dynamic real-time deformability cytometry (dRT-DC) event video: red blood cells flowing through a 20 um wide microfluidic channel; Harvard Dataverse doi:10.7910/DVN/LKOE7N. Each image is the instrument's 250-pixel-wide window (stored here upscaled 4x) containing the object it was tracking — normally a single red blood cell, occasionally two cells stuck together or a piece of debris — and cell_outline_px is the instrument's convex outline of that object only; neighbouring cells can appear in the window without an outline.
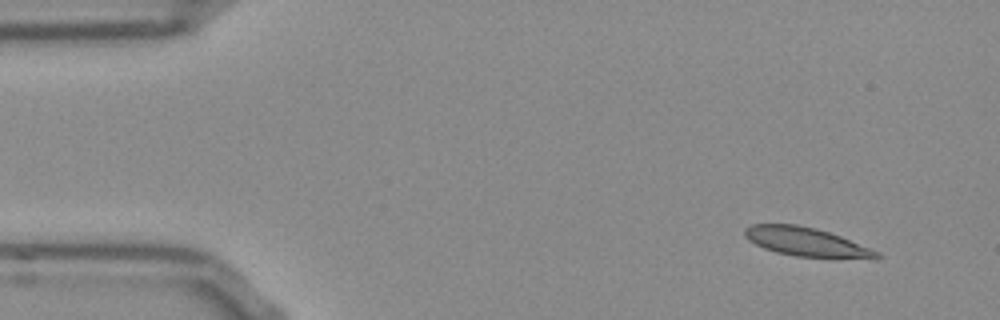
{"species": "Egyptian fruit bat (a non-hibernating species)", "species_latin": "Rousettus aegyptiacus", "temperature_condition": "room temperature", "stored_images_in_passage": 49, "camera_frame_rate_fps": 3000, "um_per_image_px": 0.085, "frame": {"image": 1, "passage_image": 1, "time_ms": 0.0, "image_size_px": [1000, 320], "cell_outline_px": [[884, 256], [796, 256], [776, 252], [764, 248], [748, 240], [744, 236], [744, 228], [752, 224], [796, 224], [816, 228], [840, 236], [880, 252]], "centroid_in_image_um": [68.37, 20.51], "position_along_channel_um": 16.6, "area_um2": 21.21}}
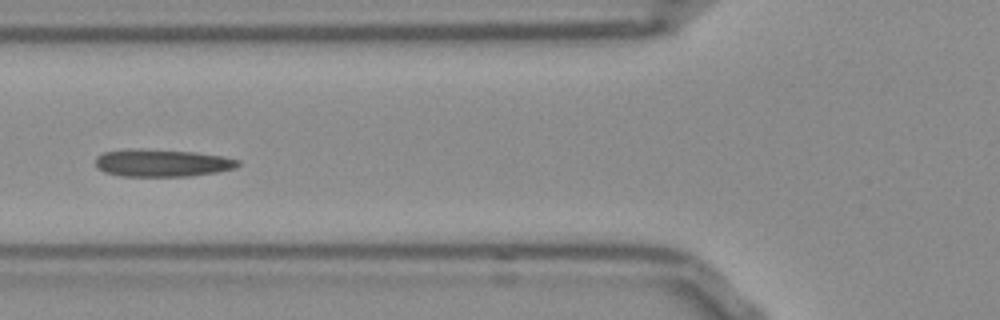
{"frame": {"image": 2, "passage_image": 16, "time_ms": 5.0, "image_size_px": [1000, 320], "cell_outline_px": [[240, 164], [236, 168], [216, 172], [188, 176], [120, 176], [104, 172], [96, 168], [96, 156], [104, 152], [128, 148], [140, 148], [192, 152], [220, 156], [240, 160]], "centroid_in_image_um": [13.72, 13.84], "position_along_channel_um": 112.1, "area_um2": 22.89}}
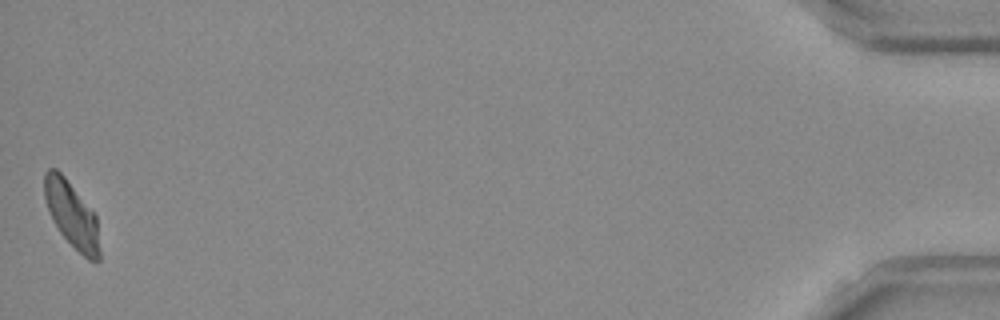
{"frame": {"image": 3, "passage_image": 49, "time_ms": 16.0, "image_size_px": [1000, 320], "cell_outline_px": [[100, 260], [96, 264], [88, 260], [60, 232], [52, 220], [44, 196], [44, 172], [48, 168], [56, 168], [64, 176], [96, 216], [100, 252]], "centroid_in_image_um": [6.1, 18.26], "position_along_channel_um": 429.1, "area_um2": 20.92}, "authors_computed_cell_mechanics": {"area_um2": 22.3108, "velocity_mm_per_s": 3.7983, "shape_relaxation_time_tau1_ms": null, "shape_relaxation_time_tau2_ms": 4.8112, "deformation_change_tau1": null, "deformation_change_tau2": 0.1047}}